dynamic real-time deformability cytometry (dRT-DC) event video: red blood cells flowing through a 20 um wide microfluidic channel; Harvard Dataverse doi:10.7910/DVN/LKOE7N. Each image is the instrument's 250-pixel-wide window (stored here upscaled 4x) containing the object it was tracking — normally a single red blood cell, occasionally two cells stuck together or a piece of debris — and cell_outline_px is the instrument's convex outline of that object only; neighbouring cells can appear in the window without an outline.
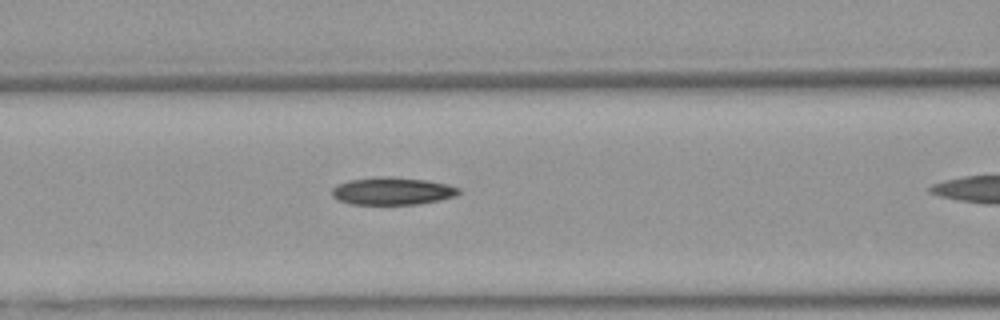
{"species": "Egyptian fruit bat (a non-hibernating species)", "species_latin": "Rousettus aegyptiacus", "temperature_condition": "warm", "stored_images_in_passage": 20, "camera_frame_rate_fps": 3000, "um_per_image_px": 0.085, "animal": {"sex": "female"}, "frame": {"image": 1, "passage_image": 6, "time_ms": 1.667, "image_size_px": [1000, 320], "cell_outline_px": [[460, 192], [456, 196], [420, 204], [352, 204], [340, 200], [332, 196], [332, 188], [336, 184], [348, 180], [384, 176], [392, 176], [428, 180], [460, 188]], "centroid_in_image_um": [33.34, 16.23], "position_along_channel_um": 133.3, "area_um2": 20.35}}